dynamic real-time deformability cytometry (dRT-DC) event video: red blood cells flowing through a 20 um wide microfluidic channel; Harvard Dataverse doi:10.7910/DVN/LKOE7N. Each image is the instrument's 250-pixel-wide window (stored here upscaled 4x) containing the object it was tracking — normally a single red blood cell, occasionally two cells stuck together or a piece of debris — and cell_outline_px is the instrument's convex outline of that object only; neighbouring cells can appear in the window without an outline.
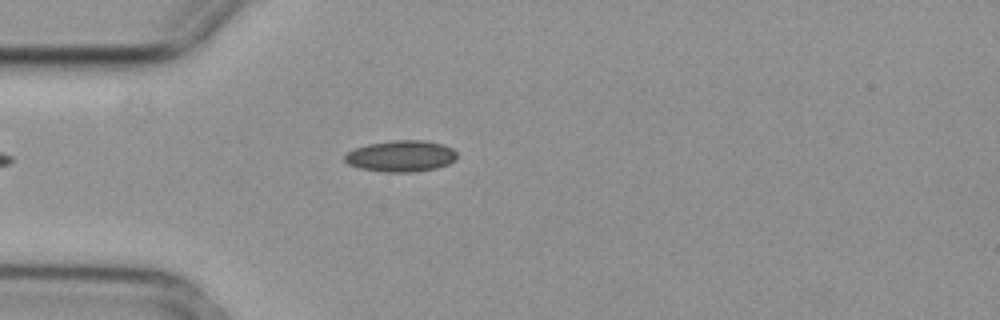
{"species": "common noctule bat (a hibernating species)", "species_latin": "Nyctalus noctula", "temperature_condition": "cold", "stored_images_in_passage": 4, "camera_frame_rate_fps": 3000, "um_per_image_px": 0.085, "animal": {"sex": "female", "body_mass_g": 29.2, "forearm_length_mm": 56.3}, "frame": {"image": 1, "passage_image": 4, "time_ms": 1.0, "image_size_px": [1000, 320], "cell_outline_px": [[456, 160], [448, 164], [436, 168], [412, 172], [384, 172], [360, 168], [348, 164], [344, 160], [344, 156], [348, 152], [356, 148], [368, 144], [392, 140], [424, 140], [444, 144], [452, 148], [456, 152]], "centroid_in_image_um": [34.1, 13.26], "position_along_channel_um": 50.9, "area_um2": 20.52}}